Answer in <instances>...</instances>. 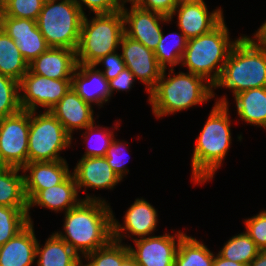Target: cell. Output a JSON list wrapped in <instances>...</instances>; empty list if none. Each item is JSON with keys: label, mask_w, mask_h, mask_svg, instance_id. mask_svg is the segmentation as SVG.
<instances>
[{"label": "cell", "mask_w": 266, "mask_h": 266, "mask_svg": "<svg viewBox=\"0 0 266 266\" xmlns=\"http://www.w3.org/2000/svg\"><path fill=\"white\" fill-rule=\"evenodd\" d=\"M214 98L215 103L195 139L192 151L190 181L195 185L213 180L232 144L231 124L233 123H231L227 95L220 98L214 96Z\"/></svg>", "instance_id": "obj_1"}, {"label": "cell", "mask_w": 266, "mask_h": 266, "mask_svg": "<svg viewBox=\"0 0 266 266\" xmlns=\"http://www.w3.org/2000/svg\"><path fill=\"white\" fill-rule=\"evenodd\" d=\"M112 213L110 203L82 200L64 213L63 229L54 233L83 257L113 239Z\"/></svg>", "instance_id": "obj_2"}, {"label": "cell", "mask_w": 266, "mask_h": 266, "mask_svg": "<svg viewBox=\"0 0 266 266\" xmlns=\"http://www.w3.org/2000/svg\"><path fill=\"white\" fill-rule=\"evenodd\" d=\"M169 70V71H168ZM168 71V72H166ZM168 74V75H167ZM216 93L205 78L189 73L164 69L156 86L148 94V102L156 119L206 104Z\"/></svg>", "instance_id": "obj_3"}, {"label": "cell", "mask_w": 266, "mask_h": 266, "mask_svg": "<svg viewBox=\"0 0 266 266\" xmlns=\"http://www.w3.org/2000/svg\"><path fill=\"white\" fill-rule=\"evenodd\" d=\"M266 87V50L250 36L241 37L232 47L215 89H228L232 97L252 88Z\"/></svg>", "instance_id": "obj_4"}, {"label": "cell", "mask_w": 266, "mask_h": 266, "mask_svg": "<svg viewBox=\"0 0 266 266\" xmlns=\"http://www.w3.org/2000/svg\"><path fill=\"white\" fill-rule=\"evenodd\" d=\"M230 34L224 18L210 32L189 39L180 67H186L187 72L199 75L214 85L221 75L232 47L241 37L239 35L233 40Z\"/></svg>", "instance_id": "obj_5"}, {"label": "cell", "mask_w": 266, "mask_h": 266, "mask_svg": "<svg viewBox=\"0 0 266 266\" xmlns=\"http://www.w3.org/2000/svg\"><path fill=\"white\" fill-rule=\"evenodd\" d=\"M124 33L121 10L94 14L92 17L84 15L76 50L77 64L93 65L101 57L119 50Z\"/></svg>", "instance_id": "obj_6"}, {"label": "cell", "mask_w": 266, "mask_h": 266, "mask_svg": "<svg viewBox=\"0 0 266 266\" xmlns=\"http://www.w3.org/2000/svg\"><path fill=\"white\" fill-rule=\"evenodd\" d=\"M84 14L73 0L44 2L36 20L49 47L77 50Z\"/></svg>", "instance_id": "obj_7"}, {"label": "cell", "mask_w": 266, "mask_h": 266, "mask_svg": "<svg viewBox=\"0 0 266 266\" xmlns=\"http://www.w3.org/2000/svg\"><path fill=\"white\" fill-rule=\"evenodd\" d=\"M72 140L50 111L30 112L28 163L66 160L61 153L72 147Z\"/></svg>", "instance_id": "obj_8"}, {"label": "cell", "mask_w": 266, "mask_h": 266, "mask_svg": "<svg viewBox=\"0 0 266 266\" xmlns=\"http://www.w3.org/2000/svg\"><path fill=\"white\" fill-rule=\"evenodd\" d=\"M71 88V79H51L29 70L19 82L20 106L22 110L49 111Z\"/></svg>", "instance_id": "obj_9"}, {"label": "cell", "mask_w": 266, "mask_h": 266, "mask_svg": "<svg viewBox=\"0 0 266 266\" xmlns=\"http://www.w3.org/2000/svg\"><path fill=\"white\" fill-rule=\"evenodd\" d=\"M29 129V111L0 119V152L9 167L22 169L28 163Z\"/></svg>", "instance_id": "obj_10"}, {"label": "cell", "mask_w": 266, "mask_h": 266, "mask_svg": "<svg viewBox=\"0 0 266 266\" xmlns=\"http://www.w3.org/2000/svg\"><path fill=\"white\" fill-rule=\"evenodd\" d=\"M123 223L112 213V238L122 243L128 238L137 240L155 235L158 222V211L145 198H136L134 203L124 211Z\"/></svg>", "instance_id": "obj_11"}, {"label": "cell", "mask_w": 266, "mask_h": 266, "mask_svg": "<svg viewBox=\"0 0 266 266\" xmlns=\"http://www.w3.org/2000/svg\"><path fill=\"white\" fill-rule=\"evenodd\" d=\"M79 193L84 191L86 197L82 200H99L107 202L105 198L89 194L87 189L114 190L122 179L109 166L106 157H81L72 169Z\"/></svg>", "instance_id": "obj_12"}, {"label": "cell", "mask_w": 266, "mask_h": 266, "mask_svg": "<svg viewBox=\"0 0 266 266\" xmlns=\"http://www.w3.org/2000/svg\"><path fill=\"white\" fill-rule=\"evenodd\" d=\"M186 235L182 230L170 234L153 235L128 244L130 254L139 266H174L175 255L181 239Z\"/></svg>", "instance_id": "obj_13"}, {"label": "cell", "mask_w": 266, "mask_h": 266, "mask_svg": "<svg viewBox=\"0 0 266 266\" xmlns=\"http://www.w3.org/2000/svg\"><path fill=\"white\" fill-rule=\"evenodd\" d=\"M130 8L122 5L125 34L155 51L163 33V26L171 24L169 17L130 4Z\"/></svg>", "instance_id": "obj_14"}, {"label": "cell", "mask_w": 266, "mask_h": 266, "mask_svg": "<svg viewBox=\"0 0 266 266\" xmlns=\"http://www.w3.org/2000/svg\"><path fill=\"white\" fill-rule=\"evenodd\" d=\"M119 49L126 68L135 76L136 80L144 84L145 91L149 94L164 70L156 60L154 51L128 37L125 33L121 38Z\"/></svg>", "instance_id": "obj_15"}, {"label": "cell", "mask_w": 266, "mask_h": 266, "mask_svg": "<svg viewBox=\"0 0 266 266\" xmlns=\"http://www.w3.org/2000/svg\"><path fill=\"white\" fill-rule=\"evenodd\" d=\"M208 10L204 0L180 2L170 15L169 20L172 23L173 18L177 16L176 27L189 40L210 32L225 18L221 7H217L211 12Z\"/></svg>", "instance_id": "obj_16"}, {"label": "cell", "mask_w": 266, "mask_h": 266, "mask_svg": "<svg viewBox=\"0 0 266 266\" xmlns=\"http://www.w3.org/2000/svg\"><path fill=\"white\" fill-rule=\"evenodd\" d=\"M74 139V132L82 131L96 122L94 107L85 102L71 87L65 96L49 110Z\"/></svg>", "instance_id": "obj_17"}, {"label": "cell", "mask_w": 266, "mask_h": 266, "mask_svg": "<svg viewBox=\"0 0 266 266\" xmlns=\"http://www.w3.org/2000/svg\"><path fill=\"white\" fill-rule=\"evenodd\" d=\"M68 165L67 160L27 163L22 168L27 201L40 190L62 183L71 174Z\"/></svg>", "instance_id": "obj_18"}, {"label": "cell", "mask_w": 266, "mask_h": 266, "mask_svg": "<svg viewBox=\"0 0 266 266\" xmlns=\"http://www.w3.org/2000/svg\"><path fill=\"white\" fill-rule=\"evenodd\" d=\"M71 87L85 102L99 109L112 97L109 81L94 65L77 64Z\"/></svg>", "instance_id": "obj_19"}, {"label": "cell", "mask_w": 266, "mask_h": 266, "mask_svg": "<svg viewBox=\"0 0 266 266\" xmlns=\"http://www.w3.org/2000/svg\"><path fill=\"white\" fill-rule=\"evenodd\" d=\"M4 32L14 40L28 64L49 48L35 20L6 16Z\"/></svg>", "instance_id": "obj_20"}, {"label": "cell", "mask_w": 266, "mask_h": 266, "mask_svg": "<svg viewBox=\"0 0 266 266\" xmlns=\"http://www.w3.org/2000/svg\"><path fill=\"white\" fill-rule=\"evenodd\" d=\"M78 193L77 184L72 173L62 183L40 190L28 202L27 215L29 222L34 223L30 215L31 208H37L38 206L39 208L43 207V209L51 210V212L65 213L82 201Z\"/></svg>", "instance_id": "obj_21"}, {"label": "cell", "mask_w": 266, "mask_h": 266, "mask_svg": "<svg viewBox=\"0 0 266 266\" xmlns=\"http://www.w3.org/2000/svg\"><path fill=\"white\" fill-rule=\"evenodd\" d=\"M76 66V50L49 47L28 64V70L51 79H72Z\"/></svg>", "instance_id": "obj_22"}, {"label": "cell", "mask_w": 266, "mask_h": 266, "mask_svg": "<svg viewBox=\"0 0 266 266\" xmlns=\"http://www.w3.org/2000/svg\"><path fill=\"white\" fill-rule=\"evenodd\" d=\"M36 238L34 223L0 246V266H35Z\"/></svg>", "instance_id": "obj_23"}, {"label": "cell", "mask_w": 266, "mask_h": 266, "mask_svg": "<svg viewBox=\"0 0 266 266\" xmlns=\"http://www.w3.org/2000/svg\"><path fill=\"white\" fill-rule=\"evenodd\" d=\"M233 98L239 121L266 130V87L245 90Z\"/></svg>", "instance_id": "obj_24"}, {"label": "cell", "mask_w": 266, "mask_h": 266, "mask_svg": "<svg viewBox=\"0 0 266 266\" xmlns=\"http://www.w3.org/2000/svg\"><path fill=\"white\" fill-rule=\"evenodd\" d=\"M35 264L36 266H81V256L52 232L44 245L38 240Z\"/></svg>", "instance_id": "obj_25"}, {"label": "cell", "mask_w": 266, "mask_h": 266, "mask_svg": "<svg viewBox=\"0 0 266 266\" xmlns=\"http://www.w3.org/2000/svg\"><path fill=\"white\" fill-rule=\"evenodd\" d=\"M23 170L9 167L0 171V206L28 208Z\"/></svg>", "instance_id": "obj_26"}, {"label": "cell", "mask_w": 266, "mask_h": 266, "mask_svg": "<svg viewBox=\"0 0 266 266\" xmlns=\"http://www.w3.org/2000/svg\"><path fill=\"white\" fill-rule=\"evenodd\" d=\"M214 255L203 241L186 234L179 242L174 266H213Z\"/></svg>", "instance_id": "obj_27"}, {"label": "cell", "mask_w": 266, "mask_h": 266, "mask_svg": "<svg viewBox=\"0 0 266 266\" xmlns=\"http://www.w3.org/2000/svg\"><path fill=\"white\" fill-rule=\"evenodd\" d=\"M28 71V63L14 40L5 32L0 34V74L18 82Z\"/></svg>", "instance_id": "obj_28"}, {"label": "cell", "mask_w": 266, "mask_h": 266, "mask_svg": "<svg viewBox=\"0 0 266 266\" xmlns=\"http://www.w3.org/2000/svg\"><path fill=\"white\" fill-rule=\"evenodd\" d=\"M179 31H172L167 35H164L163 32L159 44L154 51L156 60L163 69L180 67L188 39L181 30Z\"/></svg>", "instance_id": "obj_29"}, {"label": "cell", "mask_w": 266, "mask_h": 266, "mask_svg": "<svg viewBox=\"0 0 266 266\" xmlns=\"http://www.w3.org/2000/svg\"><path fill=\"white\" fill-rule=\"evenodd\" d=\"M120 122L121 120H115L114 126H110L111 128L100 126L97 122H94L84 129L83 134L79 133L83 138L84 144L86 143V150L82 157H105L107 149L117 136L114 131L115 129L119 130ZM89 140L90 144L88 143Z\"/></svg>", "instance_id": "obj_30"}, {"label": "cell", "mask_w": 266, "mask_h": 266, "mask_svg": "<svg viewBox=\"0 0 266 266\" xmlns=\"http://www.w3.org/2000/svg\"><path fill=\"white\" fill-rule=\"evenodd\" d=\"M259 251L260 249L255 242L244 231L229 238L218 251V254L224 259L249 265Z\"/></svg>", "instance_id": "obj_31"}, {"label": "cell", "mask_w": 266, "mask_h": 266, "mask_svg": "<svg viewBox=\"0 0 266 266\" xmlns=\"http://www.w3.org/2000/svg\"><path fill=\"white\" fill-rule=\"evenodd\" d=\"M130 254L125 242L111 240L106 246L81 257V266H120Z\"/></svg>", "instance_id": "obj_32"}, {"label": "cell", "mask_w": 266, "mask_h": 266, "mask_svg": "<svg viewBox=\"0 0 266 266\" xmlns=\"http://www.w3.org/2000/svg\"><path fill=\"white\" fill-rule=\"evenodd\" d=\"M28 208L0 206V246L17 235L30 222Z\"/></svg>", "instance_id": "obj_33"}, {"label": "cell", "mask_w": 266, "mask_h": 266, "mask_svg": "<svg viewBox=\"0 0 266 266\" xmlns=\"http://www.w3.org/2000/svg\"><path fill=\"white\" fill-rule=\"evenodd\" d=\"M21 110L19 82L0 74V119Z\"/></svg>", "instance_id": "obj_34"}, {"label": "cell", "mask_w": 266, "mask_h": 266, "mask_svg": "<svg viewBox=\"0 0 266 266\" xmlns=\"http://www.w3.org/2000/svg\"><path fill=\"white\" fill-rule=\"evenodd\" d=\"M128 145L129 143L127 141L114 138L105 155L109 166L122 179V181L129 173L128 166L126 165L129 159L126 157L129 153L126 152L131 151H129Z\"/></svg>", "instance_id": "obj_35"}, {"label": "cell", "mask_w": 266, "mask_h": 266, "mask_svg": "<svg viewBox=\"0 0 266 266\" xmlns=\"http://www.w3.org/2000/svg\"><path fill=\"white\" fill-rule=\"evenodd\" d=\"M6 16L37 20L43 5V0H6L3 2Z\"/></svg>", "instance_id": "obj_36"}, {"label": "cell", "mask_w": 266, "mask_h": 266, "mask_svg": "<svg viewBox=\"0 0 266 266\" xmlns=\"http://www.w3.org/2000/svg\"><path fill=\"white\" fill-rule=\"evenodd\" d=\"M245 232L260 250H266V209L244 219Z\"/></svg>", "instance_id": "obj_37"}, {"label": "cell", "mask_w": 266, "mask_h": 266, "mask_svg": "<svg viewBox=\"0 0 266 266\" xmlns=\"http://www.w3.org/2000/svg\"><path fill=\"white\" fill-rule=\"evenodd\" d=\"M93 65L103 73L108 81L117 77L126 68L122 55L118 53V50L101 57ZM99 66H102V68H98Z\"/></svg>", "instance_id": "obj_38"}, {"label": "cell", "mask_w": 266, "mask_h": 266, "mask_svg": "<svg viewBox=\"0 0 266 266\" xmlns=\"http://www.w3.org/2000/svg\"><path fill=\"white\" fill-rule=\"evenodd\" d=\"M86 15L85 8L93 14L113 13L121 10V5L117 0H73Z\"/></svg>", "instance_id": "obj_39"}, {"label": "cell", "mask_w": 266, "mask_h": 266, "mask_svg": "<svg viewBox=\"0 0 266 266\" xmlns=\"http://www.w3.org/2000/svg\"><path fill=\"white\" fill-rule=\"evenodd\" d=\"M135 4L142 9L170 17L179 2L178 0H137Z\"/></svg>", "instance_id": "obj_40"}, {"label": "cell", "mask_w": 266, "mask_h": 266, "mask_svg": "<svg viewBox=\"0 0 266 266\" xmlns=\"http://www.w3.org/2000/svg\"><path fill=\"white\" fill-rule=\"evenodd\" d=\"M134 83H136L135 76L129 71V69L125 68L117 77L109 81V89L112 97L115 92H129L135 87Z\"/></svg>", "instance_id": "obj_41"}, {"label": "cell", "mask_w": 266, "mask_h": 266, "mask_svg": "<svg viewBox=\"0 0 266 266\" xmlns=\"http://www.w3.org/2000/svg\"><path fill=\"white\" fill-rule=\"evenodd\" d=\"M260 47L266 50V20L255 30L251 37Z\"/></svg>", "instance_id": "obj_42"}, {"label": "cell", "mask_w": 266, "mask_h": 266, "mask_svg": "<svg viewBox=\"0 0 266 266\" xmlns=\"http://www.w3.org/2000/svg\"><path fill=\"white\" fill-rule=\"evenodd\" d=\"M213 266H248L232 260L224 259L218 253L214 255Z\"/></svg>", "instance_id": "obj_43"}, {"label": "cell", "mask_w": 266, "mask_h": 266, "mask_svg": "<svg viewBox=\"0 0 266 266\" xmlns=\"http://www.w3.org/2000/svg\"><path fill=\"white\" fill-rule=\"evenodd\" d=\"M248 266H266V250H260Z\"/></svg>", "instance_id": "obj_44"}, {"label": "cell", "mask_w": 266, "mask_h": 266, "mask_svg": "<svg viewBox=\"0 0 266 266\" xmlns=\"http://www.w3.org/2000/svg\"><path fill=\"white\" fill-rule=\"evenodd\" d=\"M6 11L4 4L0 2V34L4 33Z\"/></svg>", "instance_id": "obj_45"}, {"label": "cell", "mask_w": 266, "mask_h": 266, "mask_svg": "<svg viewBox=\"0 0 266 266\" xmlns=\"http://www.w3.org/2000/svg\"><path fill=\"white\" fill-rule=\"evenodd\" d=\"M120 266H139L134 257L129 254L121 263Z\"/></svg>", "instance_id": "obj_46"}, {"label": "cell", "mask_w": 266, "mask_h": 266, "mask_svg": "<svg viewBox=\"0 0 266 266\" xmlns=\"http://www.w3.org/2000/svg\"><path fill=\"white\" fill-rule=\"evenodd\" d=\"M8 168H9V166L7 165V163L2 158V155H1V152H0V171L6 170Z\"/></svg>", "instance_id": "obj_47"}, {"label": "cell", "mask_w": 266, "mask_h": 266, "mask_svg": "<svg viewBox=\"0 0 266 266\" xmlns=\"http://www.w3.org/2000/svg\"><path fill=\"white\" fill-rule=\"evenodd\" d=\"M119 2V4L122 5H127V3L129 4H135L137 2V0H117Z\"/></svg>", "instance_id": "obj_48"}, {"label": "cell", "mask_w": 266, "mask_h": 266, "mask_svg": "<svg viewBox=\"0 0 266 266\" xmlns=\"http://www.w3.org/2000/svg\"><path fill=\"white\" fill-rule=\"evenodd\" d=\"M191 1H201V0H178V2H191Z\"/></svg>", "instance_id": "obj_49"}, {"label": "cell", "mask_w": 266, "mask_h": 266, "mask_svg": "<svg viewBox=\"0 0 266 266\" xmlns=\"http://www.w3.org/2000/svg\"><path fill=\"white\" fill-rule=\"evenodd\" d=\"M44 2L54 1V0H43Z\"/></svg>", "instance_id": "obj_50"}]
</instances>
